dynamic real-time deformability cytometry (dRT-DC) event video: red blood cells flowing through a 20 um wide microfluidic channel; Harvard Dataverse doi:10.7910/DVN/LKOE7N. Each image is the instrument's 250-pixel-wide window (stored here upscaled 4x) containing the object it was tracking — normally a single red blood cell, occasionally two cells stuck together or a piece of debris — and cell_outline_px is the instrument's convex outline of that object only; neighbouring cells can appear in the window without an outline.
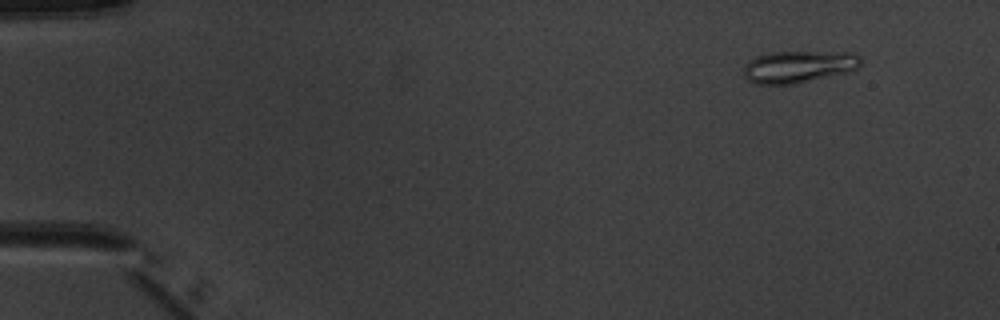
{"species": "common noctule bat (a hibernating species)", "species_latin": "Nyctalus noctula", "temperature_condition": "warm", "stored_images_in_passage": 5, "camera_frame_rate_fps": 3000, "um_per_image_px": 0.085, "animal": {"sex": "male", "body_mass_g": 20.1, "forearm_length_mm": 53.5}, "frame": {"image": 1, "passage_image": 2, "time_ms": 1.0, "image_size_px": [1000, 320], "cell_outline_px": [[860, 64], [856, 68], [848, 72], [792, 84], [756, 84], [748, 80], [744, 76], [744, 64], [756, 56], [772, 52], [852, 52], [860, 56]], "centroid_in_image_um": [67.85, 5.66], "position_along_channel_um": 17.1, "area_um2": 21.73}}
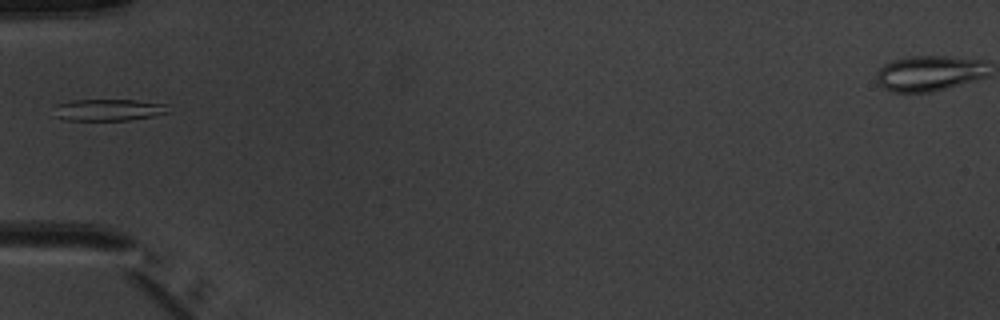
{"frame": {"image": 2, "passage_image": 5, "time_ms": 5.333, "image_size_px": [1000, 320], "cell_outline_px": [[172, 112], [152, 116], [128, 120], [68, 120], [56, 116], [56, 104], [72, 100], [136, 100], [172, 104]], "centroid_in_image_um": [9.37, 9.33], "position_along_channel_um": 75.6, "area_um2": 14.62}}